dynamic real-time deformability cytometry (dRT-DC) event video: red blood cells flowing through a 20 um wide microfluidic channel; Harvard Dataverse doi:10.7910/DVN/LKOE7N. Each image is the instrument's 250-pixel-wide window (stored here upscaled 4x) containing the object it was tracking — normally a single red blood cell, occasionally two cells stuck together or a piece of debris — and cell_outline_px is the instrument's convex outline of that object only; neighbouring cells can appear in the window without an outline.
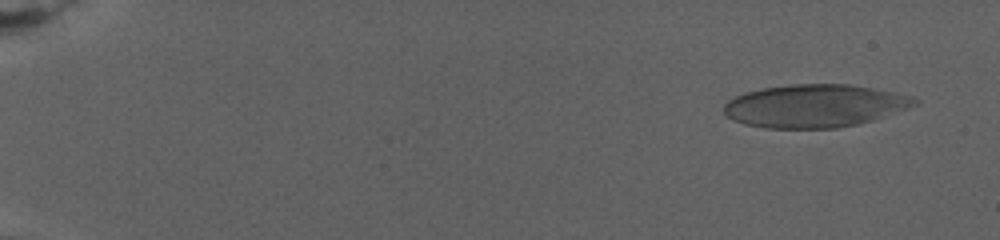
{"species": "human", "species_latin": "Homo sapiens", "temperature_condition": "warm", "stored_images_in_passage": 57, "camera_frame_rate_fps": 3000, "um_per_image_px": 0.085, "donor": {"sex": "female"}, "frame": {"image": 1, "passage_image": 4, "time_ms": 1.333, "image_size_px": [1000, 240], "cell_outline_px": [[920, 104], [872, 120], [856, 124], [836, 128], [764, 128], [744, 124], [732, 120], [724, 112], [724, 104], [728, 100], [736, 96], [748, 92], [764, 88], [796, 84], [848, 84], [908, 96], [920, 100]], "centroid_in_image_um": [69.21, 9.01], "position_along_channel_um": 15.8, "area_um2": 47.11}}
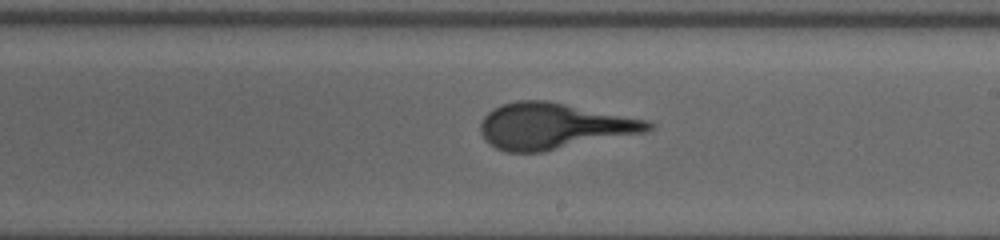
{"frame": {"image": 2, "passage_image": 34, "time_ms": 16.0, "image_size_px": [1000, 240], "cell_outline_px": [[656, 128], [648, 132], [544, 152], [504, 152], [496, 148], [480, 132], [480, 124], [484, 116], [492, 108], [516, 100], [548, 100], [648, 120], [656, 124]], "centroid_in_image_um": [47.12, 10.72], "position_along_channel_um": 241.9, "area_um2": 45.37}}
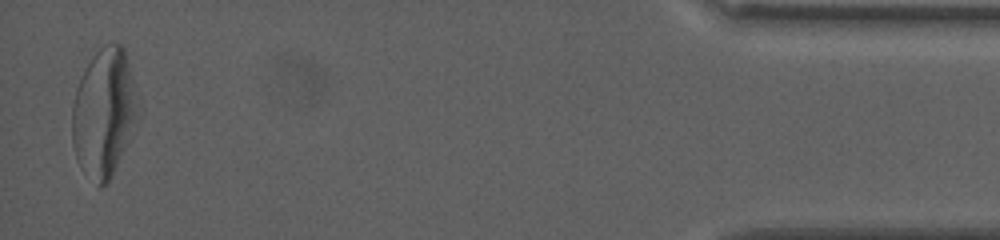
{"frame": {"image": 3, "passage_image": 57, "time_ms": 25.667, "image_size_px": [1000, 240], "cell_outline_px": [[132, 116], [124, 144], [112, 176], [108, 184], [100, 188], [76, 156], [72, 144], [72, 104], [76, 88], [92, 56], [104, 44], [120, 44], [124, 48], [128, 64], [132, 104]], "centroid_in_image_um": [8.7, 9.56], "position_along_channel_um": 426.5, "area_um2": 45.6}}